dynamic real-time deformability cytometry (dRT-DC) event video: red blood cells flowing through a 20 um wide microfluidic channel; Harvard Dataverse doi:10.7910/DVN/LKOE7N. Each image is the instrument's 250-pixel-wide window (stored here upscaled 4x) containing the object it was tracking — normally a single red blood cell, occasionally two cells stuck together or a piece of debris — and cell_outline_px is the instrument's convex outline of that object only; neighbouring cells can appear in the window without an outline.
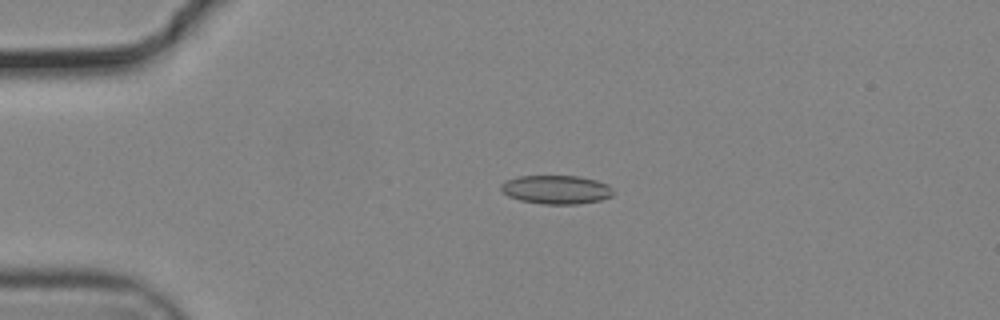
{"species": "common noctule bat (a hibernating species)", "species_latin": "Nyctalus noctula", "temperature_condition": "cold", "stored_images_in_passage": 50, "camera_frame_rate_fps": 3000, "um_per_image_px": 0.085, "animal": {"sex": "male", "body_mass_g": 19.2, "forearm_length_mm": 51.8}, "frame": {"image": 1, "passage_image": 8, "time_ms": 2.333, "image_size_px": [1000, 320], "cell_outline_px": [[612, 196], [600, 200], [576, 204], [544, 204], [520, 200], [508, 196], [500, 188], [500, 184], [504, 180], [520, 176], [580, 176], [596, 180], [608, 184], [612, 188]], "centroid_in_image_um": [47.27, 16.11], "position_along_channel_um": 37.7, "area_um2": 18.79}}
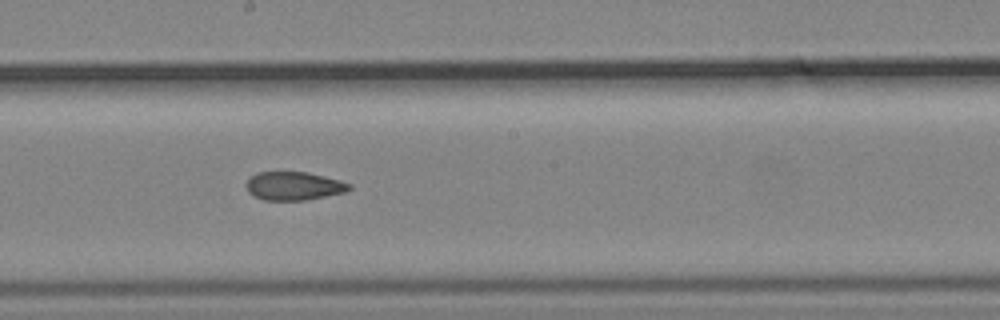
{"frame": {"image": 2, "passage_image": 26, "time_ms": 8.333, "image_size_px": [1000, 320], "cell_outline_px": [[352, 188], [344, 192], [304, 200], [264, 200], [248, 192], [244, 184], [256, 172], [308, 172], [340, 180], [352, 184]], "centroid_in_image_um": [24.96, 15.8], "position_along_channel_um": 223.2, "area_um2": 16.99}}
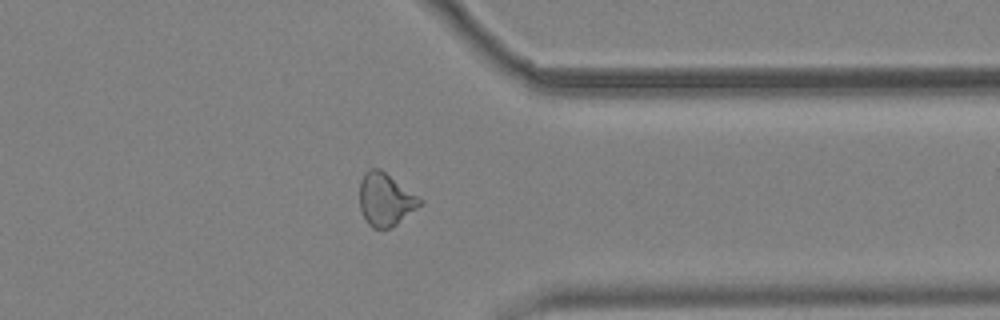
{"frame": {"image": 3, "passage_image": 39, "time_ms": 12.667, "image_size_px": [1000, 320], "cell_outline_px": [[424, 204], [392, 228], [372, 228], [368, 224], [360, 208], [360, 180], [364, 172], [372, 168], [380, 168], [424, 200]], "centroid_in_image_um": [32.79, 16.96], "position_along_channel_um": 378.6, "area_um2": 18.79}, "authors_computed_cell_mechanics": {"area_um2": 18.2937, "velocity_mm_per_s": 3.721, "shape_relaxation_time_tau1_ms": null, "shape_relaxation_time_tau2_ms": 3.6376, "deformation_change_tau1": null, "deformation_change_tau2": 0.0833}}